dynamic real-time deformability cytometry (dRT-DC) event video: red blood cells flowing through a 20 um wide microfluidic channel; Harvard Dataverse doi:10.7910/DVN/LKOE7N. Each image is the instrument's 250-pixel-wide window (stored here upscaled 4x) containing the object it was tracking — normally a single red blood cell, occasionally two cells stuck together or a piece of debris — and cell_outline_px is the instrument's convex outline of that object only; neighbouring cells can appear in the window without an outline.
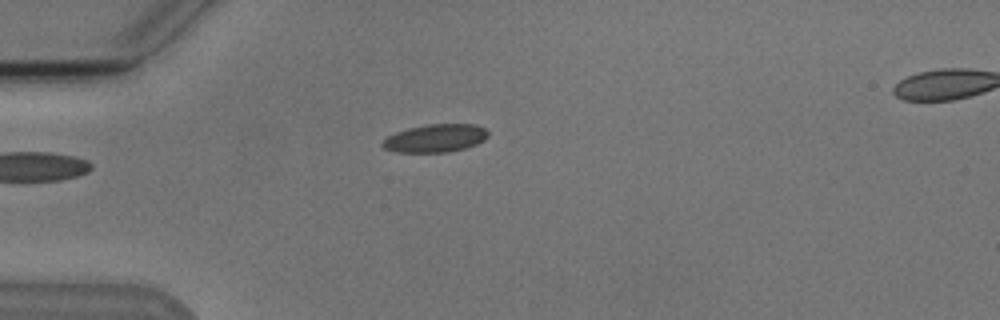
{"species": "Egyptian fruit bat (a non-hibernating species)", "species_latin": "Rousettus aegyptiacus", "temperature_condition": "cold", "stored_images_in_passage": 2, "segment_of_instrument_passage": [1, 2], "camera_frame_rate_fps": 3000, "um_per_image_px": 0.085, "animal": {"sex": "male"}, "frame": {"image": 1, "passage_image": 1, "time_ms": 0.0, "image_size_px": [1000, 320], "cell_outline_px": [[488, 136], [484, 140], [476, 144], [464, 148], [448, 152], [396, 152], [384, 148], [380, 144], [388, 136], [396, 132], [408, 128], [428, 124], [476, 124], [484, 128], [488, 132]], "centroid_in_image_um": [37.01, 11.74], "position_along_channel_um": 48.0, "area_um2": 17.17}}